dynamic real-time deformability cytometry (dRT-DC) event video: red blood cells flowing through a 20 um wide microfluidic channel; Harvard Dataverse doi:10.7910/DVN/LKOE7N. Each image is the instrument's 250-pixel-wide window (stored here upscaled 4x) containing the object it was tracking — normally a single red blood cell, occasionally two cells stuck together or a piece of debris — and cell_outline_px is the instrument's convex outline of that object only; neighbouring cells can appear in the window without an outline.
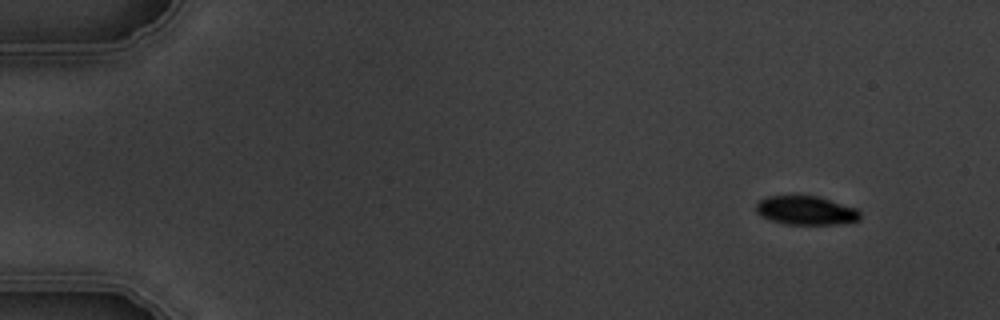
{"species": "common noctule bat (a hibernating species)", "species_latin": "Nyctalus noctula", "temperature_condition": "warm", "stored_images_in_passage": 10, "camera_frame_rate_fps": 3000, "um_per_image_px": 0.085, "animal": {"sex": "male", "body_mass_g": 19.5, "forearm_length_mm": 54.6}, "frame": {"image": 1, "passage_image": 1, "time_ms": 0.0, "image_size_px": [1000, 320], "cell_outline_px": [[860, 220], [840, 224], [784, 224], [760, 216], [756, 212], [756, 204], [760, 200], [768, 196], [816, 196], [856, 208], [860, 212]], "centroid_in_image_um": [68.5, 17.9], "position_along_channel_um": 16.5, "area_um2": 17.34}}
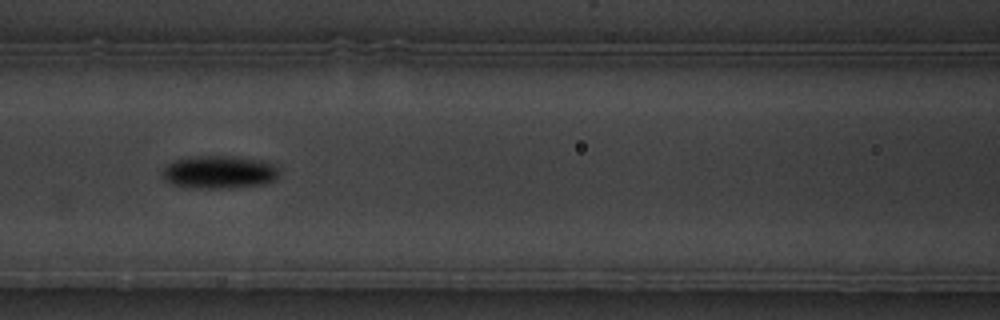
{"frame": {"image": 2, "passage_image": 7, "time_ms": 6.667, "image_size_px": [1000, 320], "cell_outline_px": [[280, 172], [276, 180], [264, 184], [228, 188], [196, 188], [172, 184], [164, 176], [164, 168], [168, 164], [176, 160], [192, 156], [236, 156], [260, 160], [276, 164], [280, 168]], "centroid_in_image_um": [18.73, 14.62], "position_along_channel_um": 147.9, "area_um2": 22.43}}